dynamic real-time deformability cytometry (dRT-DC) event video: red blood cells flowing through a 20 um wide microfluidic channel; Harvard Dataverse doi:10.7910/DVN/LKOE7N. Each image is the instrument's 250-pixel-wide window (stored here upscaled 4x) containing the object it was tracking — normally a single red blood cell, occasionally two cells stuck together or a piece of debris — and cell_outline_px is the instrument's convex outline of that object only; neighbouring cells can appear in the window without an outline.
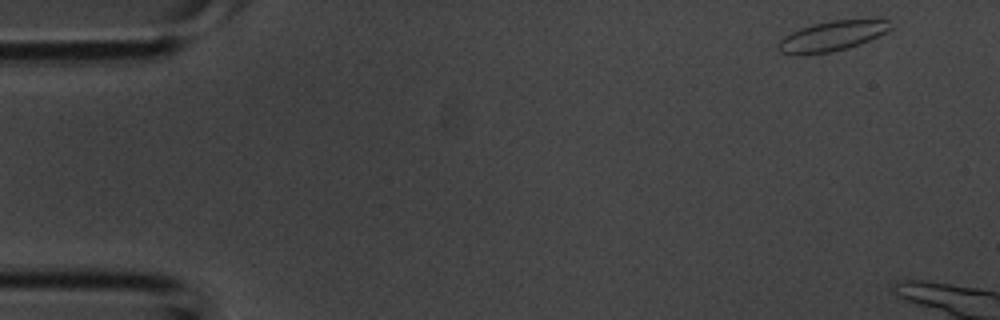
{"species": "common noctule bat (a hibernating species)", "species_latin": "Nyctalus noctula", "temperature_condition": "room temperature", "stored_images_in_passage": 11, "camera_frame_rate_fps": 3000, "um_per_image_px": 0.085, "animal": {"sex": "male", "body_mass_g": 20.1, "forearm_length_mm": 53.5}, "frame": {"image": 1, "passage_image": 1, "time_ms": 0.0, "image_size_px": [1000, 320], "cell_outline_px": [[896, 28], [860, 44], [848, 48], [832, 52], [800, 56], [792, 56], [780, 52], [776, 48], [776, 44], [784, 36], [800, 28], [812, 24], [832, 20], [888, 20]], "centroid_in_image_um": [70.68, 3.09], "position_along_channel_um": 14.3, "area_um2": 20.06}}